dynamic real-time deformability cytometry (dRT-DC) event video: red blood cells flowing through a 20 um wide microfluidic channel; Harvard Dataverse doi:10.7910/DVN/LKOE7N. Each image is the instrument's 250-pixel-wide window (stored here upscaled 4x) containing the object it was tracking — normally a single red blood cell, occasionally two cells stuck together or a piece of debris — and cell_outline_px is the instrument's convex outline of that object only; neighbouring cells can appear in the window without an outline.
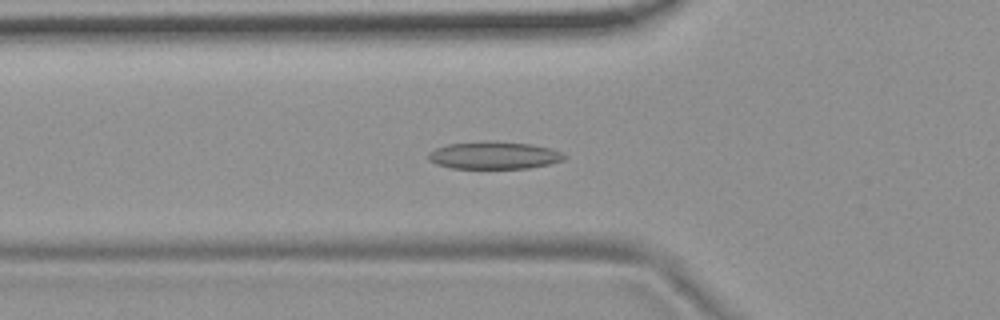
{"species": "common noctule bat (a hibernating species)", "species_latin": "Nyctalus noctula", "temperature_condition": "room temperature", "stored_images_in_passage": 42, "camera_frame_rate_fps": 3000, "um_per_image_px": 0.085, "animal": {"sex": "female", "body_mass_g": 19.9}, "frame": {"image": 1, "passage_image": 6, "time_ms": 1.667, "image_size_px": [1000, 320], "cell_outline_px": [[568, 156], [564, 160], [548, 164], [528, 168], [452, 168], [436, 164], [428, 160], [428, 152], [436, 148], [448, 144], [480, 140], [488, 140], [532, 144], [552, 148]], "centroid_in_image_um": [41.98, 13.18], "position_along_channel_um": 83.8, "area_um2": 22.02}}
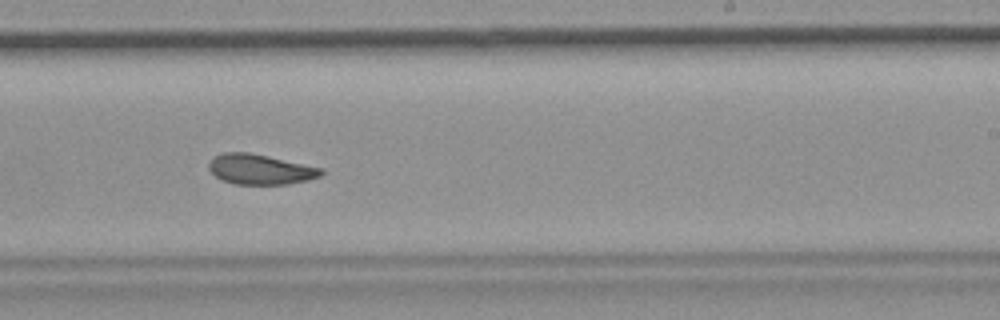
{"frame": {"image": 2, "passage_image": 21, "time_ms": 6.667, "image_size_px": [1000, 320], "cell_outline_px": [[324, 172], [320, 176], [308, 180], [288, 184], [232, 184], [216, 176], [208, 168], [208, 164], [212, 156], [224, 152], [248, 152], [268, 156], [324, 168]], "centroid_in_image_um": [22.12, 14.39], "position_along_channel_um": 266.9, "area_um2": 19.83}}
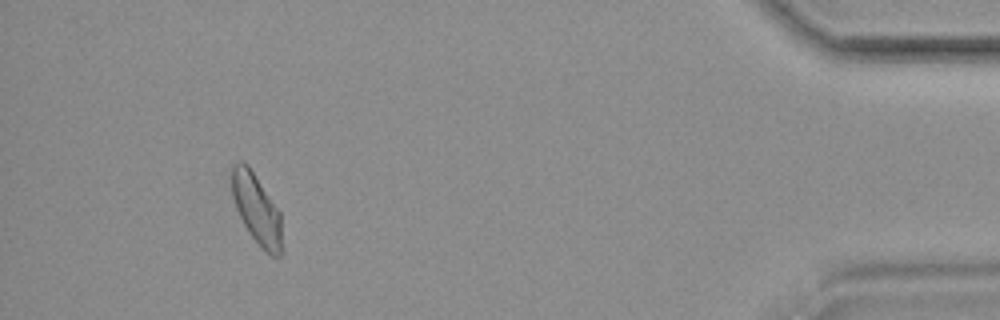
{"frame": {"image": 3, "passage_image": 38, "time_ms": 12.333, "image_size_px": [1000, 320], "cell_outline_px": [[280, 256], [272, 256], [260, 248], [248, 232], [236, 208], [232, 196], [232, 164], [236, 160], [240, 160], [248, 164], [280, 212]], "centroid_in_image_um": [21.77, 17.73], "position_along_channel_um": 413.4, "area_um2": 20.23}, "authors_computed_cell_mechanics": {"area_um2": 20.2589, "velocity_mm_per_s": 3.6651, "shape_relaxation_time_tau1_ms": 9.6505, "shape_relaxation_time_tau2_ms": 3.1774, "deformation_change_tau1": 0.1756, "deformation_change_tau2": 0.0818}}